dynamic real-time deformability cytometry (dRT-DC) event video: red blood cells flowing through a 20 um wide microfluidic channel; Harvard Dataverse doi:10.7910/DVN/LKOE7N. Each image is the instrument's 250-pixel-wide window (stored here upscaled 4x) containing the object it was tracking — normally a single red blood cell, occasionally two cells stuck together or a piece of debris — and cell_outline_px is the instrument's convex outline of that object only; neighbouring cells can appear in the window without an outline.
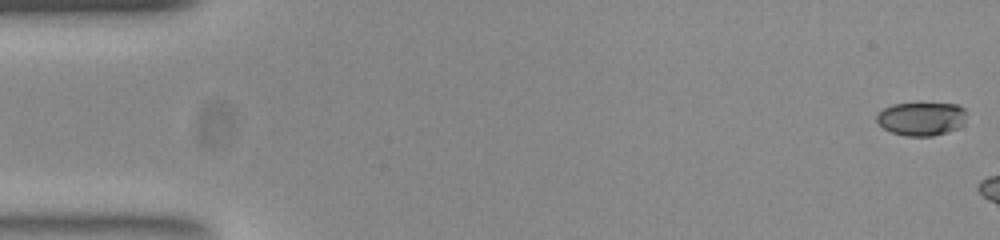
{"species": "common noctule bat (a hibernating species)", "species_latin": "Nyctalus noctula", "temperature_condition": "room temperature", "stored_images_in_passage": 5, "camera_frame_rate_fps": 3000, "um_per_image_px": 0.085, "animal": {"sex": "female", "body_mass_g": 23.0, "forearm_length_mm": 53.4}, "frame": {"image": 1, "passage_image": 1, "time_ms": 0.0, "image_size_px": [1000, 240], "cell_outline_px": [[964, 120], [956, 128], [948, 132], [932, 136], [904, 136], [892, 132], [884, 128], [876, 120], [876, 116], [884, 108], [892, 104], [956, 104], [964, 108]], "centroid_in_image_um": [78.28, 10.1], "position_along_channel_um": 6.7, "area_um2": 17.17}}